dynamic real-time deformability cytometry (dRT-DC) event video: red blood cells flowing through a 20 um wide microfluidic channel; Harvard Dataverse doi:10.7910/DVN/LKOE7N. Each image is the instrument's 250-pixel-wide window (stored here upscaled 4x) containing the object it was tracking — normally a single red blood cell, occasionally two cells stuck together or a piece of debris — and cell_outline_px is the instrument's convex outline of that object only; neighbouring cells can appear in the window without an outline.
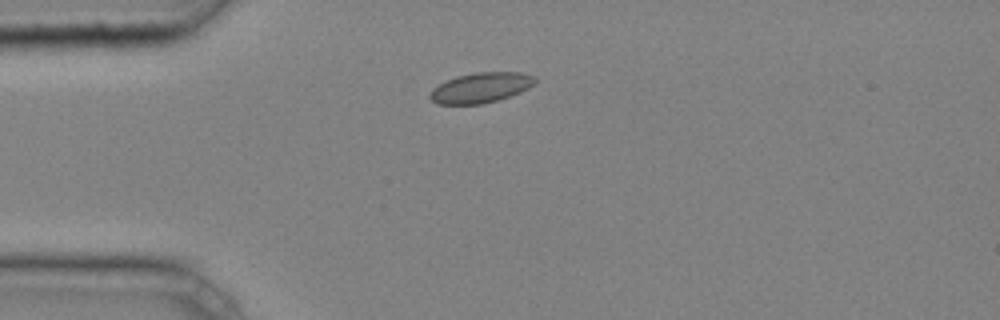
{"species": "common noctule bat (a hibernating species)", "species_latin": "Nyctalus noctula", "temperature_condition": "cold", "stored_images_in_passage": 2, "camera_frame_rate_fps": 3000, "um_per_image_px": 0.085, "animal": {"sex": "male", "body_mass_g": 20.4}, "frame": {"image": 1, "passage_image": 2, "time_ms": 0.333, "image_size_px": [1000, 320], "cell_outline_px": [[536, 80], [528, 88], [520, 92], [496, 100], [480, 104], [436, 104], [428, 96], [432, 88], [456, 76], [476, 72], [520, 72], [536, 76]], "centroid_in_image_um": [40.85, 7.44], "position_along_channel_um": 44.2, "area_um2": 18.32}}